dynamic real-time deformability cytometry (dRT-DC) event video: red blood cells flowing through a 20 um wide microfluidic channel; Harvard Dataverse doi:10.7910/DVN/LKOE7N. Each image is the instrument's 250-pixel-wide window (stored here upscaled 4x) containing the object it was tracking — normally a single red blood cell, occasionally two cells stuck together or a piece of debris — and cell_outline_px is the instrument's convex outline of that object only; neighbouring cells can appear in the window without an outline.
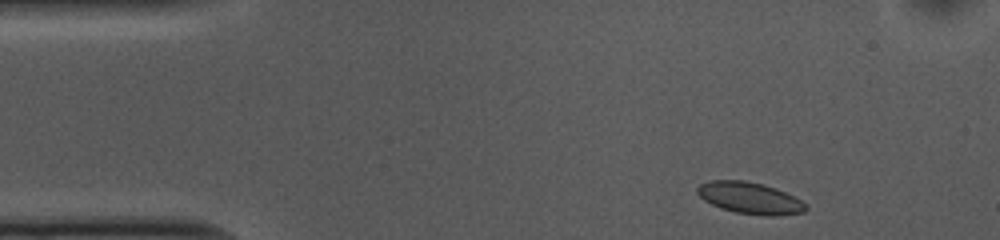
{"species": "common noctule bat (a hibernating species)", "species_latin": "Nyctalus noctula", "temperature_condition": "cold", "stored_images_in_passage": 48, "camera_frame_rate_fps": 3000, "um_per_image_px": 0.085, "animal": {"sex": "female", "body_mass_g": 10.0, "forearm_length_mm": 53.1}, "frame": {"image": 1, "passage_image": 2, "time_ms": 0.333, "image_size_px": [1000, 240], "cell_outline_px": [[808, 208], [804, 212], [772, 216], [764, 216], [736, 212], [720, 208], [704, 200], [696, 192], [696, 188], [700, 184], [708, 180], [744, 180], [764, 184], [776, 188], [800, 200]], "centroid_in_image_um": [63.7, 16.82], "position_along_channel_um": 21.3, "area_um2": 19.94}}
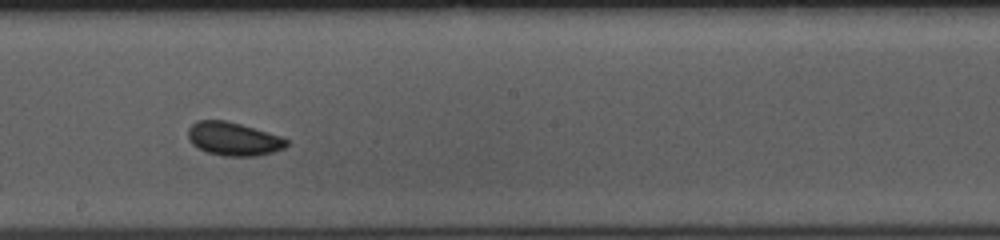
{"frame": {"image": 2, "passage_image": 24, "time_ms": 7.667, "image_size_px": [1000, 240], "cell_outline_px": [[288, 144], [284, 148], [272, 152], [256, 156], [224, 156], [208, 152], [192, 144], [188, 136], [188, 128], [196, 120], [228, 120], [280, 136], [288, 140]], "centroid_in_image_um": [19.84, 11.79], "position_along_channel_um": 228.4, "area_um2": 19.07}}
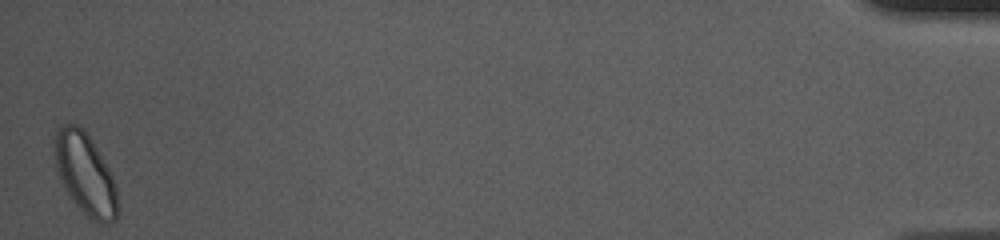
{"frame": {"image": 3, "passage_image": 48, "time_ms": 15.667, "image_size_px": [1000, 240], "cell_outline_px": [[116, 220], [108, 224], [100, 224], [92, 220], [76, 204], [60, 180], [56, 172], [56, 132], [64, 124], [76, 124], [92, 140], [108, 168], [112, 176], [116, 188]], "centroid_in_image_um": [7.26, 14.82], "position_along_channel_um": 427.9, "area_um2": 28.96}, "authors_computed_cell_mechanics": {"area_um2": 19.363, "velocity_mm_per_s": 3.7083, "shape_relaxation_time_tau1_ms": null, "shape_relaxation_time_tau2_ms": 3.0011, "deformation_change_tau1": null, "deformation_change_tau2": 0.0816}}